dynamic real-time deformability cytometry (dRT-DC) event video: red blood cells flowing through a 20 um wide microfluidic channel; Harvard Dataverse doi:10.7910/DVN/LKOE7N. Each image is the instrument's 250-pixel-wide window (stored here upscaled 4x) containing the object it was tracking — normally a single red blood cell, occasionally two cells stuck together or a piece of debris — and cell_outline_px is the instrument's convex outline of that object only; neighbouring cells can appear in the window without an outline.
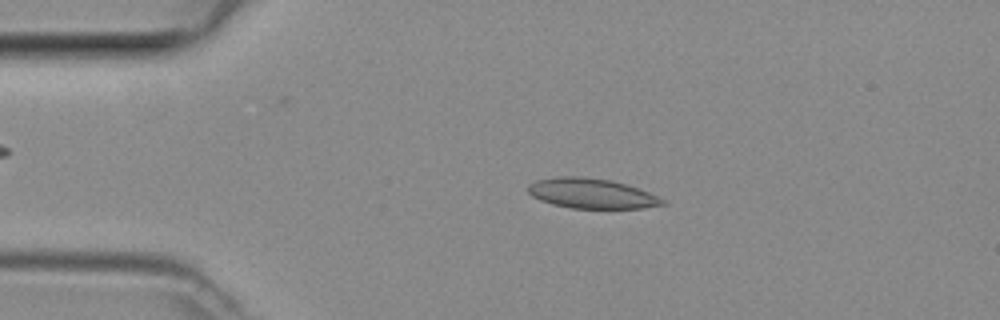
{"species": "common noctule bat (a hibernating species)", "species_latin": "Nyctalus noctula", "temperature_condition": "room temperature", "stored_images_in_passage": 11, "camera_frame_rate_fps": 3000, "um_per_image_px": 0.085, "animal": {"sex": "female", "body_mass_g": 29.2, "forearm_length_mm": 56.3}, "frame": {"image": 1, "passage_image": 7, "time_ms": 2.0, "image_size_px": [1000, 320], "cell_outline_px": [[668, 204], [644, 208], [572, 208], [552, 204], [540, 200], [532, 196], [528, 192], [528, 184], [536, 180], [556, 176], [580, 176], [612, 180], [648, 192], [664, 200]], "centroid_in_image_um": [50.25, 16.44], "position_along_channel_um": 34.8, "area_um2": 23.47}}